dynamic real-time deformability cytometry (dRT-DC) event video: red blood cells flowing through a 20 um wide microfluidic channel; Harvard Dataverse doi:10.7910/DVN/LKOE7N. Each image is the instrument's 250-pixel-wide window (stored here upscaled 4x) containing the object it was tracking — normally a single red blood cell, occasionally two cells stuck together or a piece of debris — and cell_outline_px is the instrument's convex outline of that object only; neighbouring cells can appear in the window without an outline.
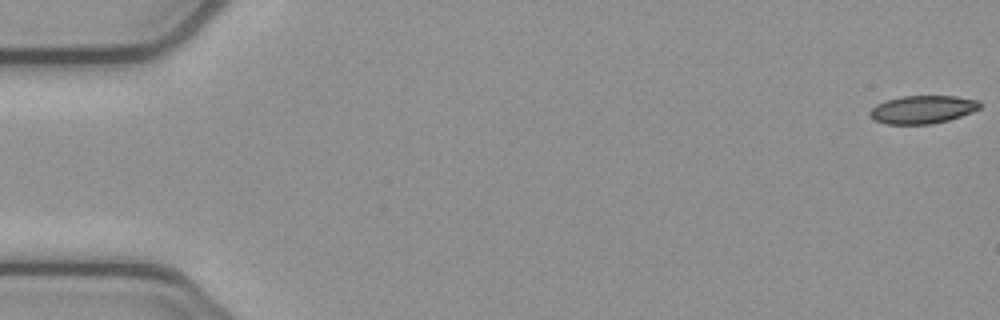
{"species": "common noctule bat (a hibernating species)", "species_latin": "Nyctalus noctula", "temperature_condition": "cold", "stored_images_in_passage": 10, "camera_frame_rate_fps": 3000, "um_per_image_px": 0.085, "animal": {"sex": "female", "body_mass_g": 21.9}, "frame": {"image": 1, "passage_image": 1, "time_ms": 0.0, "image_size_px": [1000, 320], "cell_outline_px": [[980, 108], [972, 112], [948, 120], [932, 124], [884, 124], [872, 120], [868, 116], [868, 112], [876, 104], [900, 96], [956, 96], [980, 100]], "centroid_in_image_um": [78.38, 9.31], "position_along_channel_um": 6.6, "area_um2": 18.15}}